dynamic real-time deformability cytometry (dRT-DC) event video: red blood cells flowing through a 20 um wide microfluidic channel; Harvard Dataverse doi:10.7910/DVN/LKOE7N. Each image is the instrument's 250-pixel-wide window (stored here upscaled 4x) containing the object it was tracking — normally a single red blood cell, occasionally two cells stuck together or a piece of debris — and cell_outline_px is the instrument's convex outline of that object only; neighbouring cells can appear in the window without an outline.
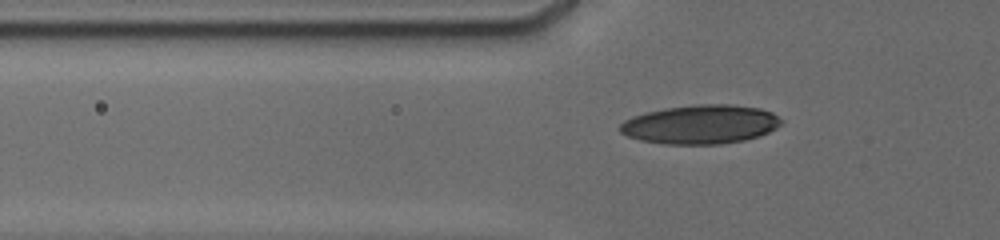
{"species": "human", "species_latin": "Homo sapiens", "temperature_condition": "cold", "stored_images_in_passage": 59, "camera_frame_rate_fps": 3000, "um_per_image_px": 0.085, "donor": {"sex": "male"}, "frame": {"image": 1, "passage_image": 13, "time_ms": 2.667, "image_size_px": [1000, 240], "cell_outline_px": [[784, 120], [776, 128], [760, 136], [744, 140], [720, 144], [664, 144], [640, 140], [628, 136], [620, 132], [616, 128], [624, 120], [632, 116], [644, 112], [664, 108], [696, 104], [732, 104], [760, 108], [772, 112]], "centroid_in_image_um": [59.53, 10.57], "position_along_channel_um": 66.3, "area_um2": 36.99}}
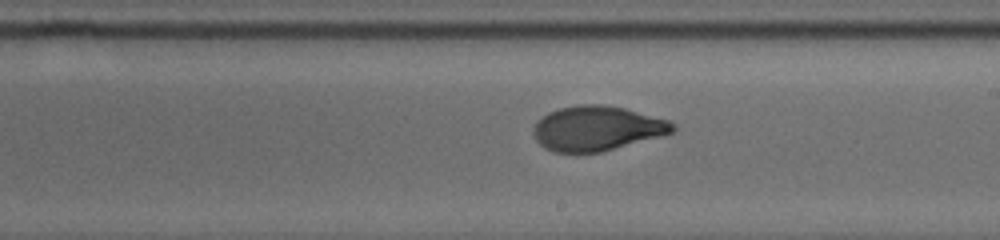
{"frame": {"image": 2, "passage_image": 32, "time_ms": 7.333, "image_size_px": [1000, 240], "cell_outline_px": [[676, 128], [672, 132], [664, 136], [600, 152], [552, 152], [544, 148], [532, 136], [532, 128], [536, 120], [548, 112], [560, 108], [580, 104], [600, 104], [624, 108], [668, 120], [676, 124]], "centroid_in_image_um": [50.71, 10.91], "position_along_channel_um": 238.3, "area_um2": 36.59}}
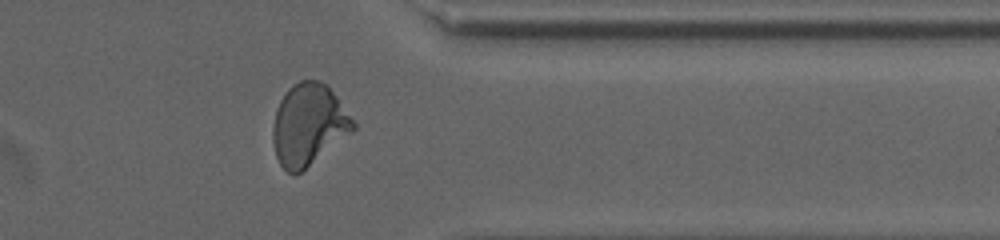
{"frame": {"image": 3, "passage_image": 48, "time_ms": 11.333, "image_size_px": [1000, 240], "cell_outline_px": [[356, 128], [352, 132], [300, 172], [288, 172], [280, 164], [276, 156], [272, 140], [272, 128], [276, 108], [280, 100], [288, 88], [300, 80], [320, 80], [328, 84], [356, 124]], "centroid_in_image_um": [26.22, 10.56], "position_along_channel_um": 385.2, "area_um2": 37.92}}